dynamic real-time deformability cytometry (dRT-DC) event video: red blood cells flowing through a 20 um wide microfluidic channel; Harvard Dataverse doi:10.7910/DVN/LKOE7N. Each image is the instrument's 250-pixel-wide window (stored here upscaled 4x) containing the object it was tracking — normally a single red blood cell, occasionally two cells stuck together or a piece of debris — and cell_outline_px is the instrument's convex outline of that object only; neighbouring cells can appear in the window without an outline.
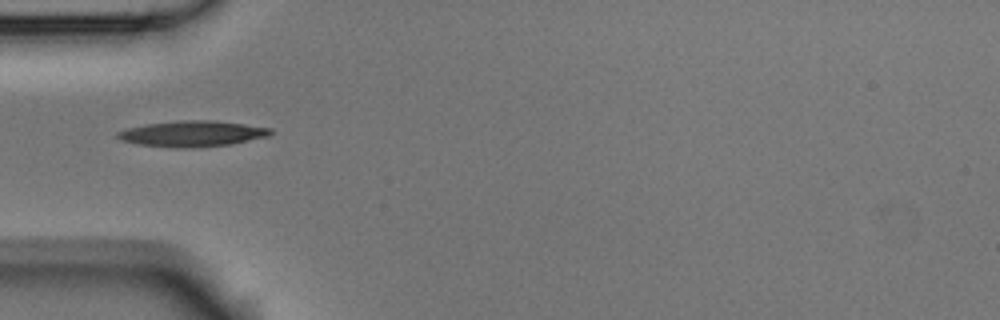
{"species": "Egyptian fruit bat (a non-hibernating species)", "species_latin": "Rousettus aegyptiacus", "temperature_condition": "room temperature", "stored_images_in_passage": 7, "camera_frame_rate_fps": 3000, "um_per_image_px": 0.085, "animal": {"sex": "male"}, "frame": {"image": 1, "passage_image": 1, "time_ms": 0.0, "image_size_px": [1000, 320], "cell_outline_px": [[272, 132], [268, 136], [232, 144], [188, 148], [176, 148], [140, 144], [120, 140], [116, 136], [116, 132], [128, 128], [148, 124], [180, 120], [212, 120], [244, 124], [272, 128]], "centroid_in_image_um": [16.35, 11.36], "position_along_channel_um": 68.6, "area_um2": 22.89}}
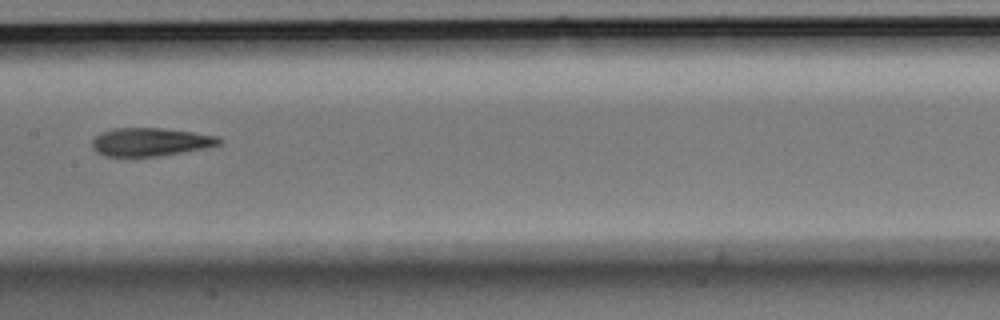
{"frame": {"image": 2, "passage_image": 4, "time_ms": 1.0, "image_size_px": [1000, 320], "cell_outline_px": [[224, 140], [220, 144], [208, 148], [160, 156], [104, 156], [96, 152], [92, 148], [92, 140], [100, 132], [112, 128], [160, 128], [192, 132], [220, 136]], "centroid_in_image_um": [12.81, 12.06], "position_along_channel_um": 194.6, "area_um2": 21.15}}
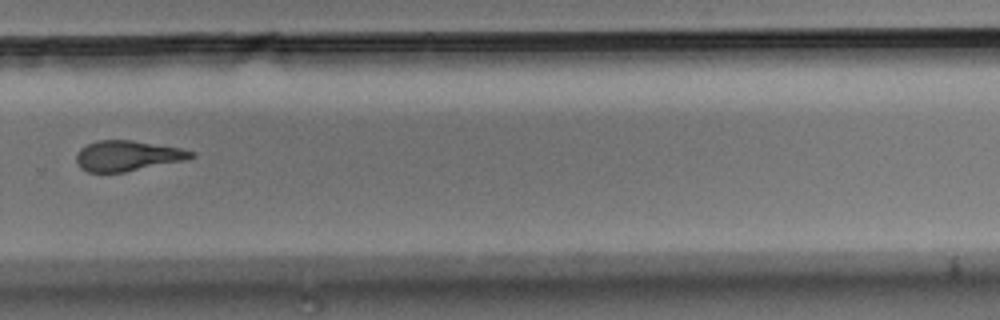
{"frame": {"image": 3, "passage_image": 7, "time_ms": 2.0, "image_size_px": [1000, 320], "cell_outline_px": [[196, 156], [188, 160], [124, 172], [88, 172], [80, 168], [76, 160], [76, 156], [80, 148], [96, 140], [132, 140], [180, 148], [196, 152]], "centroid_in_image_um": [10.87, 13.24], "position_along_channel_um": 318.9, "area_um2": 20.46}}